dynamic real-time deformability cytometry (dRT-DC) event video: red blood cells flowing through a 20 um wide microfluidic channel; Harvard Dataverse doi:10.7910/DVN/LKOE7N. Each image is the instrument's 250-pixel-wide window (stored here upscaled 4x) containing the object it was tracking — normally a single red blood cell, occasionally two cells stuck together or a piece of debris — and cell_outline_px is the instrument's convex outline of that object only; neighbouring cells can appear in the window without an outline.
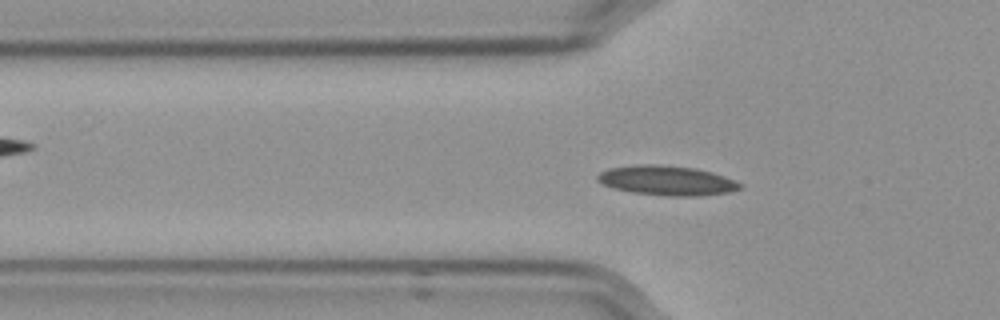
{"species": "Egyptian fruit bat (a non-hibernating species)", "species_latin": "Rousettus aegyptiacus", "temperature_condition": "cold", "stored_images_in_passage": 46, "camera_frame_rate_fps": 3000, "um_per_image_px": 0.085, "frame": {"image": 1, "passage_image": 7, "time_ms": 2.0, "image_size_px": [1000, 320], "cell_outline_px": [[744, 184], [740, 188], [728, 192], [696, 196], [668, 196], [632, 192], [612, 188], [600, 184], [596, 180], [596, 176], [600, 172], [608, 168], [636, 164], [660, 164], [696, 168], [712, 172], [724, 176]], "centroid_in_image_um": [56.63, 15.33], "position_along_channel_um": 69.2, "area_um2": 24.85}}
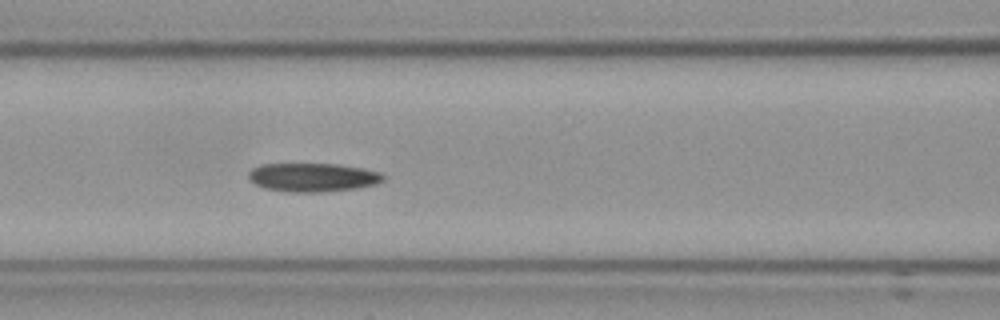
{"frame": {"image": 2, "passage_image": 13, "time_ms": 4.0, "image_size_px": [1000, 320], "cell_outline_px": [[384, 180], [376, 184], [356, 188], [324, 192], [292, 192], [264, 188], [248, 180], [248, 172], [252, 168], [260, 164], [336, 164], [360, 168], [380, 172], [384, 176]], "centroid_in_image_um": [26.55, 15.07], "position_along_channel_um": 140.0, "area_um2": 22.48}}
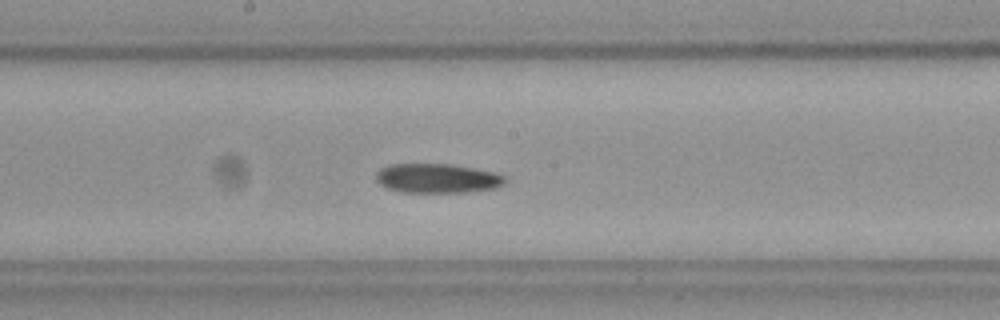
{"frame": {"image": 3, "passage_image": 19, "time_ms": 6.0, "image_size_px": [1000, 320], "cell_outline_px": [[508, 180], [504, 184], [496, 188], [464, 192], [400, 192], [388, 188], [380, 184], [376, 180], [376, 172], [380, 168], [388, 164], [448, 164], [496, 172], [504, 176]], "centroid_in_image_um": [37.16, 15.15], "position_along_channel_um": 211.0, "area_um2": 22.14}}